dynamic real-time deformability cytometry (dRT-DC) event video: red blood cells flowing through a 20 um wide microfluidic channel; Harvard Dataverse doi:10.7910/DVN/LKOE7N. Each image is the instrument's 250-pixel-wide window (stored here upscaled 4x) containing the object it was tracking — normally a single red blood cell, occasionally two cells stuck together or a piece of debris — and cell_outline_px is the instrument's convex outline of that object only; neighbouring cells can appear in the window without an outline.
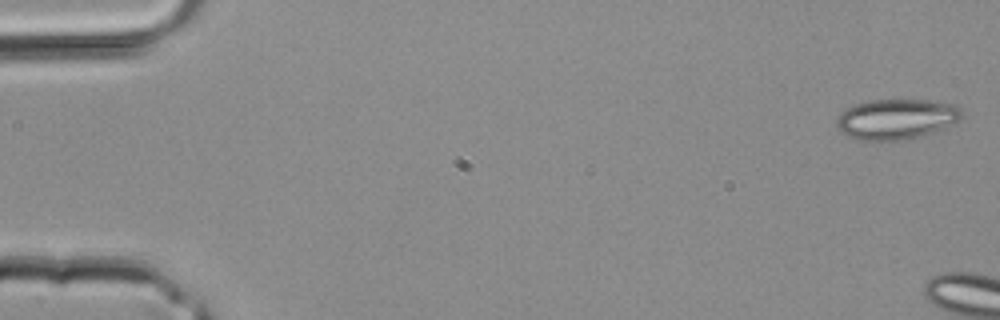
{"species": "common noctule bat (a hibernating species)", "species_latin": "Nyctalus noctula", "temperature_condition": "room temperature", "stored_images_in_passage": 4, "camera_frame_rate_fps": 3000, "um_per_image_px": 0.085, "animal": {"sex": "male", "body_mass_g": 20.4}, "frame": {"image": 1, "passage_image": 1, "time_ms": 0.0, "image_size_px": [1000, 320], "cell_outline_px": [[964, 116], [960, 120], [940, 128], [904, 140], [856, 140], [848, 136], [836, 124], [836, 120], [840, 112], [856, 104], [872, 100], [928, 100], [952, 104], [960, 108]], "centroid_in_image_um": [76.17, 10.11], "position_along_channel_um": 8.8, "area_um2": 28.84}}